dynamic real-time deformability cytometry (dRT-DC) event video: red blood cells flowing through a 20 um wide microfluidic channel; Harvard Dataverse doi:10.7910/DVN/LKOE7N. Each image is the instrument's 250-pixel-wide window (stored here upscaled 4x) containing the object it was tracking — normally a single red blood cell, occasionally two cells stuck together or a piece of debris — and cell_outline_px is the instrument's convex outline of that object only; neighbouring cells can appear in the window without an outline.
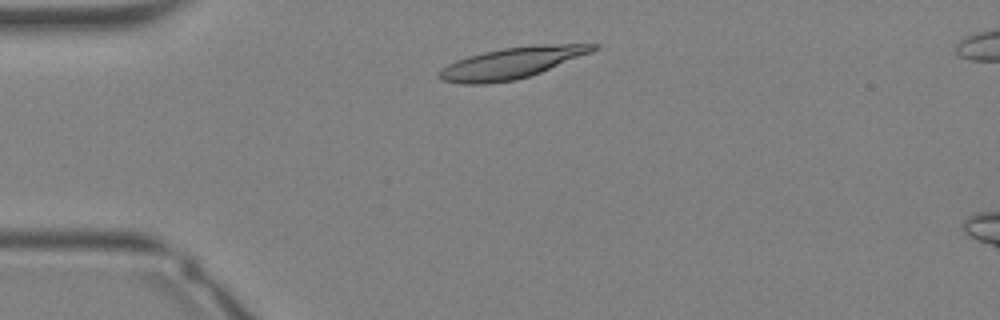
{"species": "Egyptian fruit bat (a non-hibernating species)", "species_latin": "Rousettus aegyptiacus", "temperature_condition": "warm", "stored_images_in_passage": 29, "camera_frame_rate_fps": 3000, "um_per_image_px": 0.085, "animal": {"sex": "female"}, "frame": {"image": 1, "passage_image": 3, "time_ms": 0.667, "image_size_px": [1000, 320], "cell_outline_px": [[600, 44], [592, 52], [540, 72], [516, 80], [488, 84], [464, 84], [444, 80], [436, 76], [440, 68], [456, 60], [468, 56], [484, 52], [504, 48], [540, 44]], "centroid_in_image_um": [43.45, 5.36], "position_along_channel_um": 41.5, "area_um2": 27.74}}
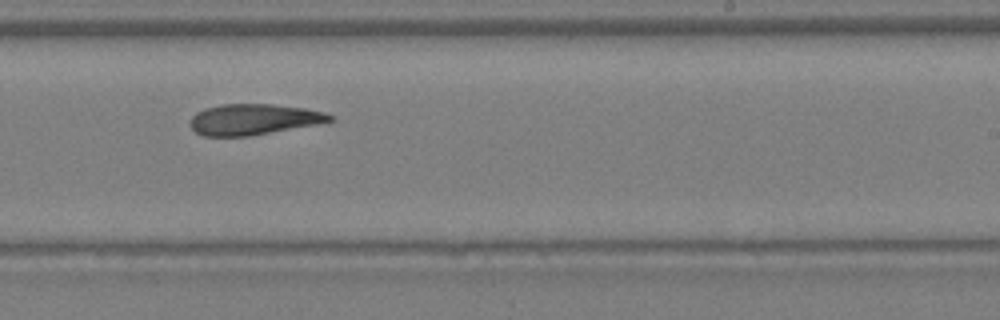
{"frame": {"image": 2, "passage_image": 16, "time_ms": 5.0, "image_size_px": [1000, 320], "cell_outline_px": [[336, 120], [320, 124], [248, 136], [204, 136], [196, 132], [188, 124], [192, 116], [196, 112], [204, 108], [220, 104], [272, 104], [304, 108], [324, 112], [332, 116]], "centroid_in_image_um": [21.55, 10.14], "position_along_channel_um": 267.5, "area_um2": 25.26}}
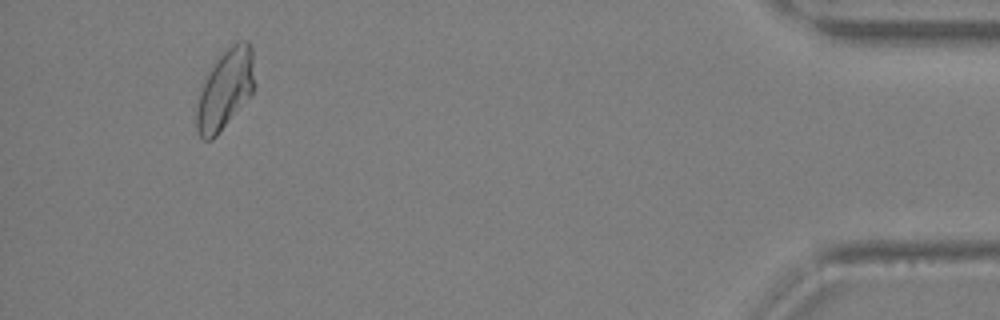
{"frame": {"image": 3, "passage_image": 27, "time_ms": 8.667, "image_size_px": [1000, 320], "cell_outline_px": [[256, 88], [216, 136], [212, 140], [204, 140], [200, 136], [196, 128], [196, 112], [200, 92], [208, 72], [216, 60], [232, 44], [240, 40], [248, 40], [252, 48], [256, 84]], "centroid_in_image_um": [19.17, 7.57], "position_along_channel_um": 416.0, "area_um2": 26.82}}